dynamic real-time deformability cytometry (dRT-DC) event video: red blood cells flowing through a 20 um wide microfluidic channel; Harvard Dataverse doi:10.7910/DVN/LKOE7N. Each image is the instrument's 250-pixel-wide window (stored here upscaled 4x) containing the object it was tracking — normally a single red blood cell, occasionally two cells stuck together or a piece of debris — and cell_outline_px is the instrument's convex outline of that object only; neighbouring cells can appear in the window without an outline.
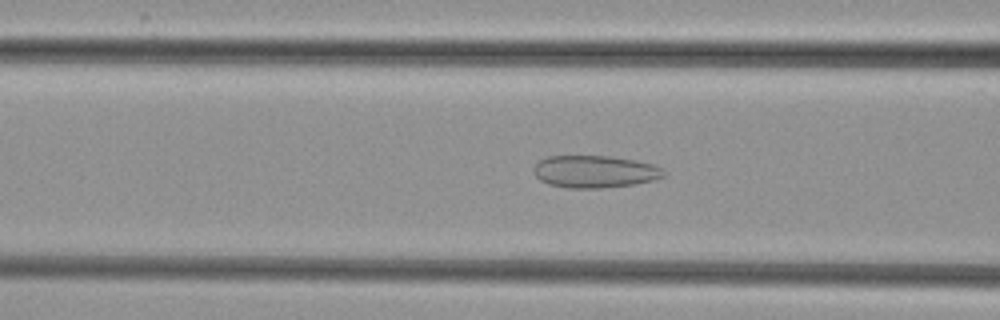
{"species": "common noctule bat (a hibernating species)", "species_latin": "Nyctalus noctula", "temperature_condition": "cold", "stored_images_in_passage": 45, "camera_frame_rate_fps": 3000, "um_per_image_px": 0.085, "animal": {"sex": "female", "body_mass_g": 29.2, "forearm_length_mm": 56.3}, "frame": {"image": 1, "passage_image": 13, "time_ms": 4.0, "image_size_px": [1000, 320], "cell_outline_px": [[668, 172], [664, 176], [652, 180], [632, 184], [600, 188], [568, 188], [548, 184], [540, 180], [532, 172], [532, 168], [540, 160], [548, 156], [612, 156], [636, 160], [652, 164], [664, 168]], "centroid_in_image_um": [50.55, 14.58], "position_along_channel_um": 116.0, "area_um2": 24.62}}
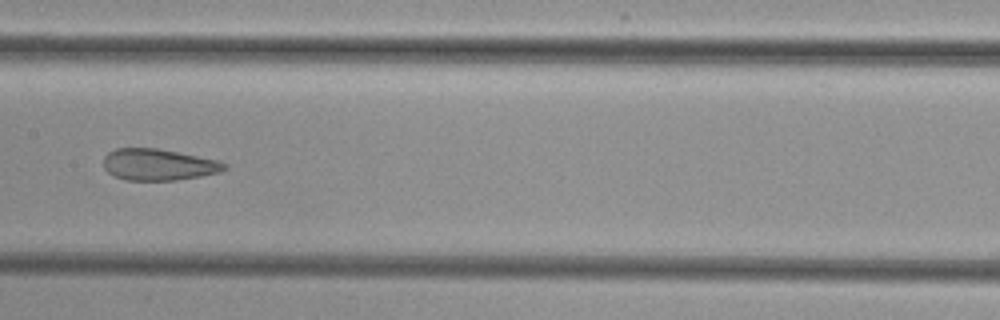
{"frame": {"image": 2, "passage_image": 19, "time_ms": 6.0, "image_size_px": [1000, 320], "cell_outline_px": [[228, 168], [220, 172], [200, 176], [176, 180], [124, 180], [108, 172], [104, 168], [104, 156], [108, 152], [116, 148], [156, 148], [216, 160], [228, 164]], "centroid_in_image_um": [13.46, 13.99], "position_along_channel_um": 193.9, "area_um2": 22.02}}
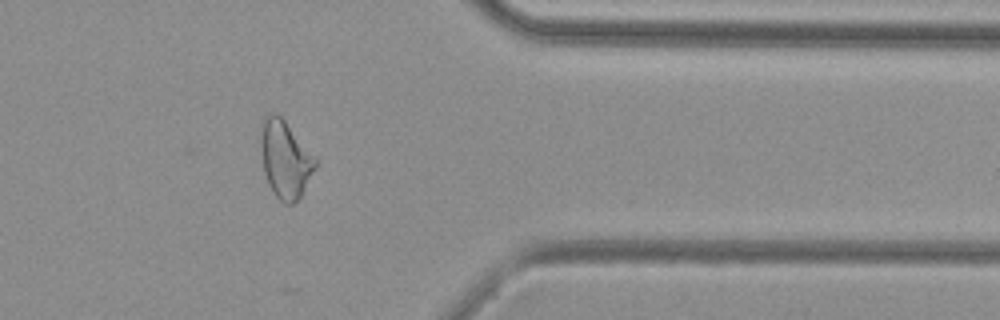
{"frame": {"image": 3, "passage_image": 35, "time_ms": 11.333, "image_size_px": [1000, 320], "cell_outline_px": [[316, 164], [300, 196], [292, 204], [284, 204], [276, 196], [268, 184], [264, 172], [260, 124], [264, 116], [272, 112], [276, 112], [284, 120], [316, 156]], "centroid_in_image_um": [24.23, 13.5], "position_along_channel_um": 387.2, "area_um2": 24.22}}